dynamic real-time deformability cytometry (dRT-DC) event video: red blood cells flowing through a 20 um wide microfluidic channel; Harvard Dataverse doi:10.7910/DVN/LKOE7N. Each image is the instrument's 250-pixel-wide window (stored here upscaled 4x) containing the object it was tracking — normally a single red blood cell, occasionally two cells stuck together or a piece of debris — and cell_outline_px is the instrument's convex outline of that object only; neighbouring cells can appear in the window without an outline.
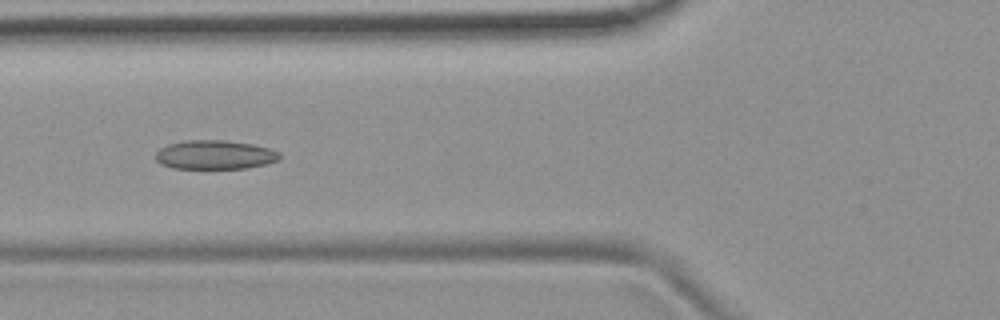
{"species": "common noctule bat (a hibernating species)", "species_latin": "Nyctalus noctula", "temperature_condition": "room temperature", "stored_images_in_passage": 37, "camera_frame_rate_fps": 3000, "um_per_image_px": 0.085, "animal": {"sex": "female", "body_mass_g": 19.9}, "frame": {"image": 1, "passage_image": 13, "time_ms": 4.0, "image_size_px": [1000, 320], "cell_outline_px": [[280, 160], [268, 164], [248, 168], [172, 168], [160, 164], [156, 160], [156, 152], [160, 148], [168, 144], [188, 140], [228, 140], [252, 144], [268, 148], [280, 152]], "centroid_in_image_um": [18.28, 13.16], "position_along_channel_um": 107.5, "area_um2": 21.1}}
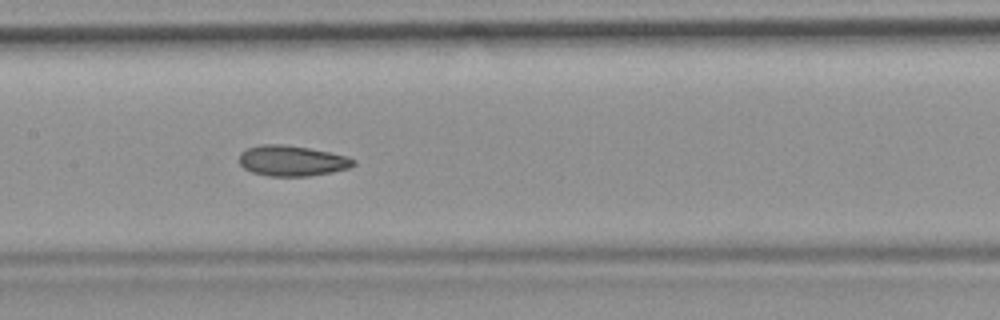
{"frame": {"image": 2, "passage_image": 19, "time_ms": 6.0, "image_size_px": [1000, 320], "cell_outline_px": [[356, 164], [348, 168], [332, 172], [308, 176], [268, 176], [252, 172], [244, 168], [240, 164], [240, 152], [248, 148], [260, 144], [280, 144], [308, 148], [348, 156], [356, 160]], "centroid_in_image_um": [24.82, 13.67], "position_along_channel_um": 182.6, "area_um2": 20.29}}
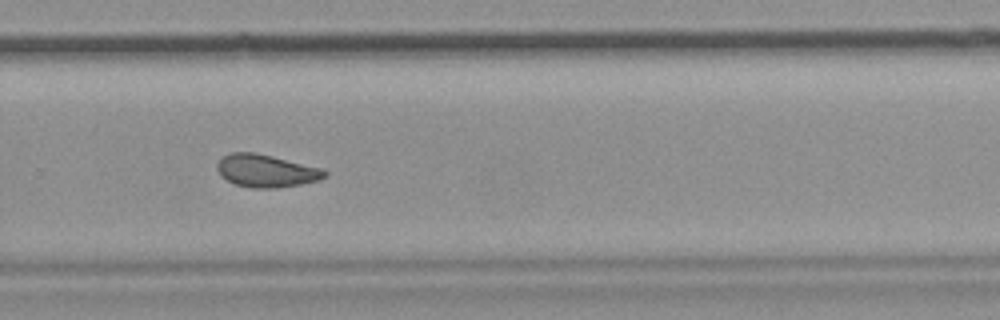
{"frame": {"image": 3, "passage_image": 29, "time_ms": 9.333, "image_size_px": [1000, 320], "cell_outline_px": [[328, 172], [320, 180], [300, 184], [276, 188], [252, 188], [236, 184], [220, 176], [216, 168], [216, 164], [224, 156], [232, 152], [256, 152], [324, 168]], "centroid_in_image_um": [22.64, 14.51], "position_along_channel_um": 307.2, "area_um2": 20.58}, "authors_computed_cell_mechanics": {"area_um2": 20.4612, "velocity_mm_per_s": 3.7527, "shape_relaxation_time_tau1_ms": null, "shape_relaxation_time_tau2_ms": 2.5986, "deformation_change_tau1": null, "deformation_change_tau2": 0.0825}}